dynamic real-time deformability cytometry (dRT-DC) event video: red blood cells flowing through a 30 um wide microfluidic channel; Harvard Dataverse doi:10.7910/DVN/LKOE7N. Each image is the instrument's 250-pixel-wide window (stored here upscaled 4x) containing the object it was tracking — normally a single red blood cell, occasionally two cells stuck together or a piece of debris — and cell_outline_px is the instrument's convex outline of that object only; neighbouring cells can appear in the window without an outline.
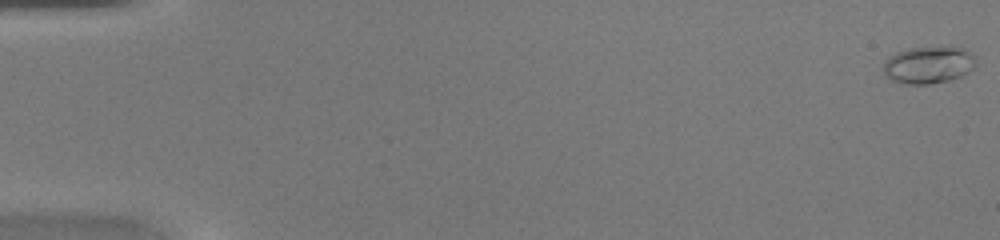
{"species": "common noctule bat (a hibernating species)", "species_latin": "Nyctalus noctula", "temperature_condition": "warm", "stored_images_in_passage": 50, "camera_frame_rate_fps": 3000, "um_per_image_px": 0.085, "animal": {"sex": "female", "body_mass_g": 20.0, "forearm_length_mm": 54.0}, "frame": {"image": 1, "passage_image": 1, "time_ms": 0.0, "image_size_px": [1000, 240], "cell_outline_px": [[976, 68], [964, 76], [948, 80], [928, 84], [904, 84], [888, 80], [884, 76], [884, 60], [888, 56], [896, 52], [908, 48], [964, 48], [976, 56]], "centroid_in_image_um": [78.92, 5.54], "position_along_channel_um": 6.1, "area_um2": 20.35}}
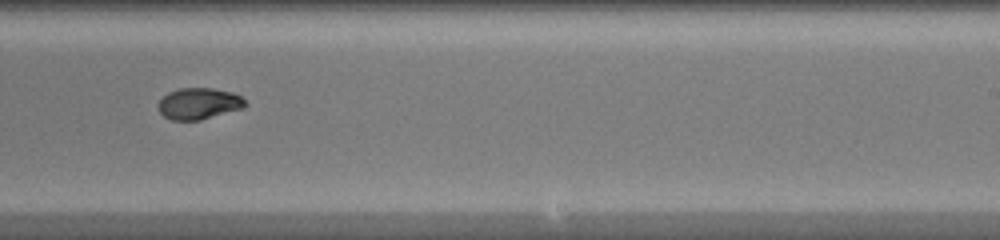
{"frame": {"image": 2, "passage_image": 32, "time_ms": 10.333, "image_size_px": [1000, 240], "cell_outline_px": [[248, 104], [244, 108], [200, 120], [172, 120], [164, 116], [160, 112], [156, 104], [168, 92], [180, 88], [212, 88], [232, 92], [240, 96]], "centroid_in_image_um": [16.9, 8.8], "position_along_channel_um": 272.1, "area_um2": 15.95}}
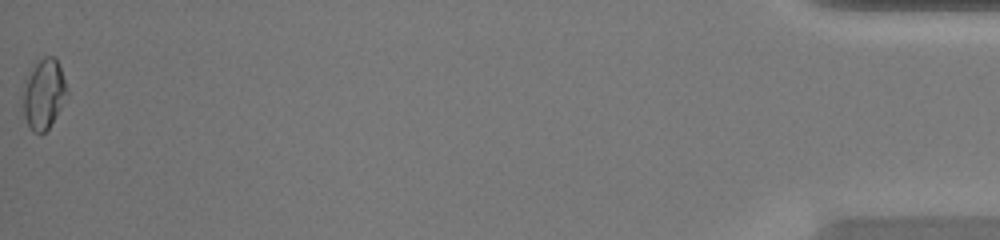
{"frame": {"image": 3, "passage_image": 50, "time_ms": 16.333, "image_size_px": [1000, 240], "cell_outline_px": [[68, 92], [60, 108], [48, 128], [40, 136], [32, 132], [24, 116], [24, 92], [28, 80], [36, 64], [44, 56], [56, 56], [68, 88]], "centroid_in_image_um": [3.76, 8.02], "position_along_channel_um": 431.4, "area_um2": 17.34}, "authors_computed_cell_mechanics": {"area_um2": 16.5019, "velocity_mm_per_s": 4.2507, "shape_relaxation_time_tau1_ms": null, "shape_relaxation_time_tau2_ms": 2.7013, "deformation_change_tau1": null, "deformation_change_tau2": 0.0504}}